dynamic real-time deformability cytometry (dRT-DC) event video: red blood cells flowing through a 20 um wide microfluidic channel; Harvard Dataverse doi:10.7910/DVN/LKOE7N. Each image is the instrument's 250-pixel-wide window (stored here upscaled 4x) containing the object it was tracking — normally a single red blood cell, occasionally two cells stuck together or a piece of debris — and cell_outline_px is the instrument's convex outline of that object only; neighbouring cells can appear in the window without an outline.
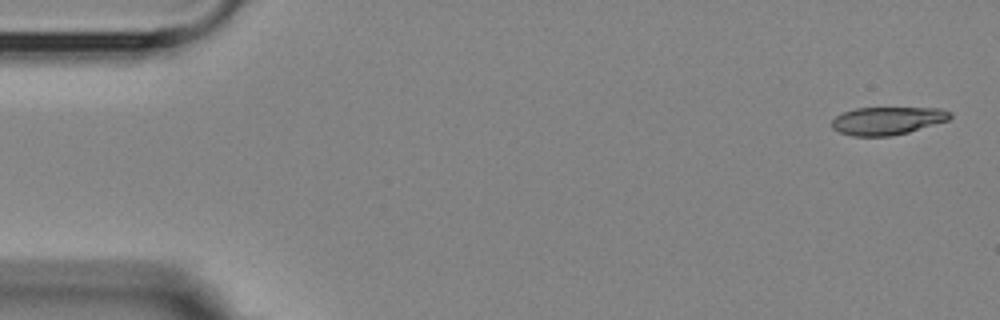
{"species": "Egyptian fruit bat (a non-hibernating species)", "species_latin": "Rousettus aegyptiacus", "temperature_condition": "room temperature", "stored_images_in_passage": 4, "camera_frame_rate_fps": 3000, "um_per_image_px": 0.085, "animal": {"sex": "female"}, "frame": {"image": 1, "passage_image": 1, "time_ms": 0.0, "image_size_px": [1000, 320], "cell_outline_px": [[952, 116], [948, 120], [908, 132], [892, 136], [852, 136], [840, 132], [832, 128], [832, 120], [836, 116], [844, 112], [856, 108], [940, 108], [952, 112]], "centroid_in_image_um": [75.43, 10.26], "position_along_channel_um": 9.6, "area_um2": 19.13}}
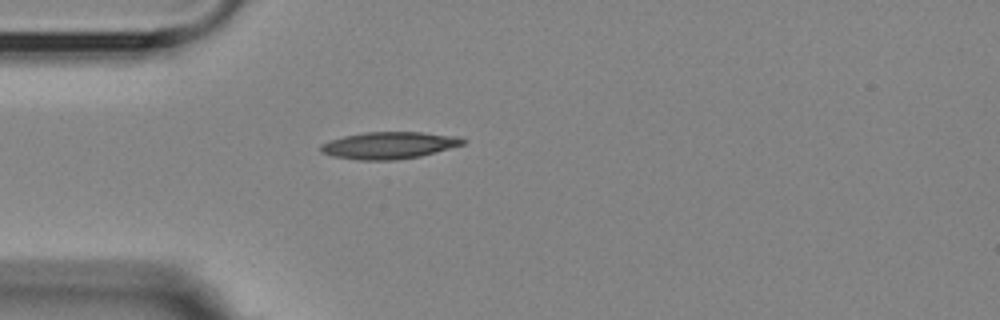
{"frame": {"image": 2, "passage_image": 4, "time_ms": 4.333, "image_size_px": [1000, 320], "cell_outline_px": [[468, 140], [464, 144], [420, 156], [396, 160], [356, 160], [332, 156], [320, 152], [320, 144], [344, 136], [364, 132], [420, 132], [456, 136]], "centroid_in_image_um": [33.05, 12.36], "position_along_channel_um": 52.0, "area_um2": 22.31}}